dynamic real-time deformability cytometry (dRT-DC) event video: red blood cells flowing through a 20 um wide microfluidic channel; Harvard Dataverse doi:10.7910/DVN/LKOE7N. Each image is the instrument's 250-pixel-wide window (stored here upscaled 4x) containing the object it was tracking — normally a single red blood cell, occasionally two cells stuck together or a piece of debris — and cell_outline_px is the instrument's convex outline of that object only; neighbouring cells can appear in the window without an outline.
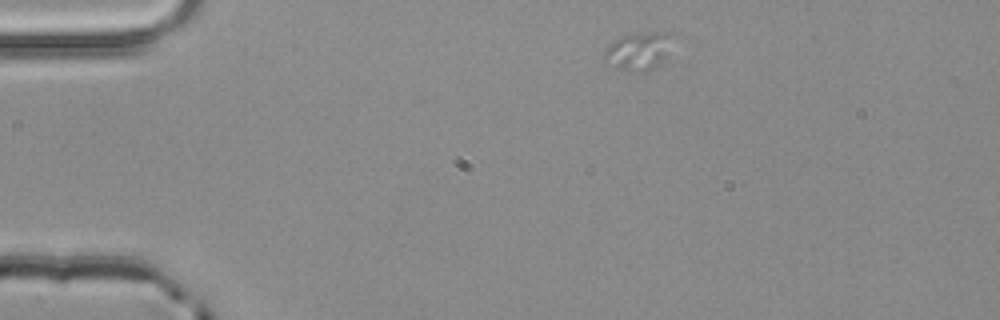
{"species": "common noctule bat (a hibernating species)", "species_latin": "Nyctalus noctula", "temperature_condition": "room temperature", "stored_images_in_passage": 3, "segment_of_instrument_passage": [1, 2], "camera_frame_rate_fps": 3000, "um_per_image_px": 0.085, "animal": {"sex": "male", "body_mass_g": 20.4}, "frame": {"image": 1, "passage_image": 1, "time_ms": 0.0, "image_size_px": [1000, 320], "cell_outline_px": [[664, 60], [660, 64], [648, 72], [628, 72], [604, 64], [604, 52], [620, 36], [632, 32], [664, 32]], "centroid_in_image_um": [54.09, 4.41], "position_along_channel_um": 30.9, "area_um2": 14.45}}